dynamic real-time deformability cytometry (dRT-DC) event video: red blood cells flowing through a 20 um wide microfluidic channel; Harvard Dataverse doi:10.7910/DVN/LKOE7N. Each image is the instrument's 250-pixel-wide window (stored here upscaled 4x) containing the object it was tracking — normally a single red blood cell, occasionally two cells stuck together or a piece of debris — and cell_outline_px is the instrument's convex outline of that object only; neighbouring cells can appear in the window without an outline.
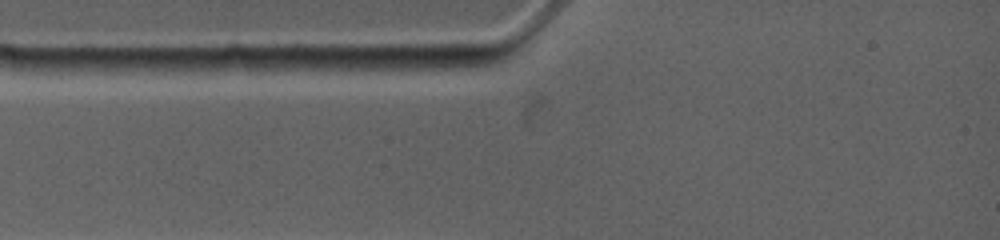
{"species": "common noctule bat (a hibernating species)", "species_latin": "Nyctalus noctula", "temperature_condition": "warm", "stored_images_in_passage": 2, "camera_frame_rate_fps": 4500, "um_per_image_px": 0.085, "animal": {"sex": "female", "body_mass_g": 19.0, "forearm_length_mm": 53.3}, "frame": {"image": 1, "passage_image": 1, "time_ms": 0.0, "image_size_px": [1000, 240], "cell_outline_px": [[488, 64], [456, 72], [368, 76], [360, 68], [372, 56], [468, 56]], "centroid_in_image_um": [35.53, 5.51], "position_along_channel_um": 49.5, "area_um2": 14.05}}